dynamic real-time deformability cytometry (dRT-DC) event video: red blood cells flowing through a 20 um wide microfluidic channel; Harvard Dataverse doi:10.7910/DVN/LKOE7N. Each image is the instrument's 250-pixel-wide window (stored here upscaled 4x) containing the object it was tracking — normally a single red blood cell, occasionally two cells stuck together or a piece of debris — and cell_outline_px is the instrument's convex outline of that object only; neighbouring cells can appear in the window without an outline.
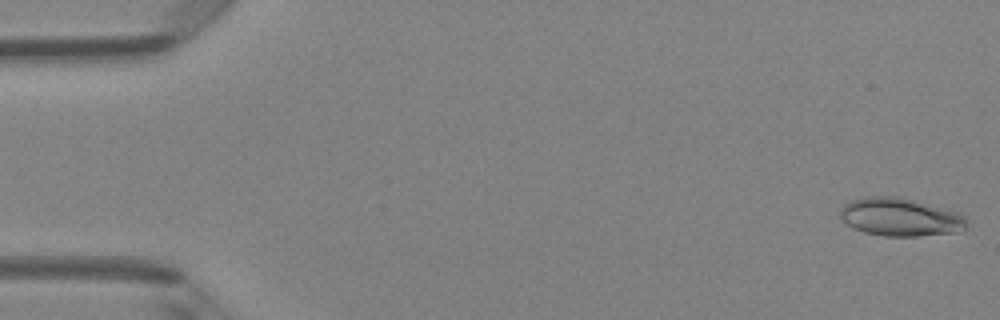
{"species": "Egyptian fruit bat (a non-hibernating species)", "species_latin": "Rousettus aegyptiacus", "temperature_condition": "room temperature", "stored_images_in_passage": 48, "camera_frame_rate_fps": 3000, "um_per_image_px": 0.085, "animal": {"sex": "female"}, "frame": {"image": 1, "passage_image": 1, "time_ms": 0.0, "image_size_px": [1000, 320], "cell_outline_px": [[968, 228], [964, 232], [920, 236], [884, 236], [864, 232], [852, 228], [840, 216], [840, 208], [844, 204], [852, 200], [868, 196], [896, 196], [960, 212], [968, 220]], "centroid_in_image_um": [76.59, 18.47], "position_along_channel_um": 8.4, "area_um2": 28.44}}
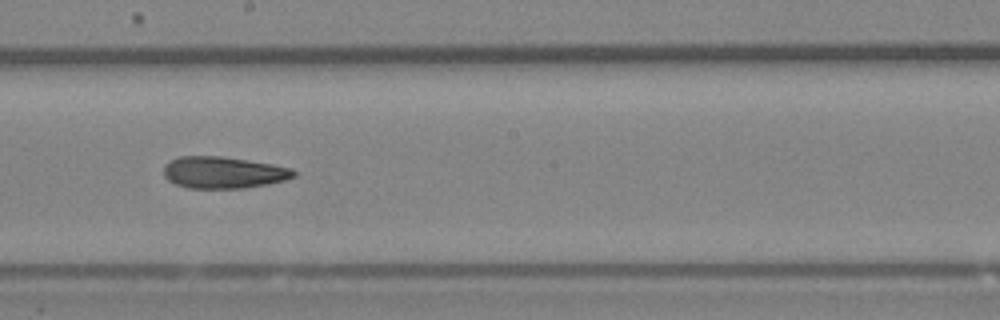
{"frame": {"image": 2, "passage_image": 27, "time_ms": 8.667, "image_size_px": [1000, 320], "cell_outline_px": [[296, 176], [284, 180], [268, 184], [244, 188], [188, 188], [176, 184], [168, 180], [164, 176], [164, 164], [180, 156], [220, 156], [248, 160], [272, 164], [292, 168], [296, 172]], "centroid_in_image_um": [18.99, 14.66], "position_along_channel_um": 229.2, "area_um2": 24.04}}
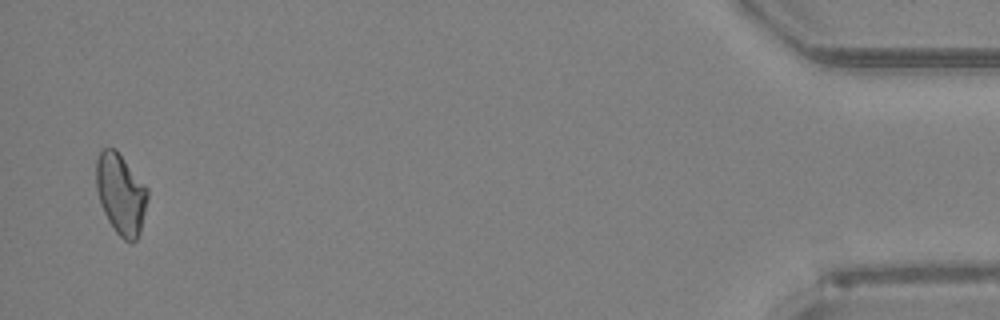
{"frame": {"image": 3, "passage_image": 47, "time_ms": 15.333, "image_size_px": [1000, 320], "cell_outline_px": [[148, 196], [140, 232], [136, 240], [132, 244], [124, 240], [116, 232], [108, 220], [100, 204], [96, 188], [96, 160], [100, 148], [116, 148], [148, 188]], "centroid_in_image_um": [10.26, 16.46], "position_along_channel_um": 424.9, "area_um2": 24.39}}